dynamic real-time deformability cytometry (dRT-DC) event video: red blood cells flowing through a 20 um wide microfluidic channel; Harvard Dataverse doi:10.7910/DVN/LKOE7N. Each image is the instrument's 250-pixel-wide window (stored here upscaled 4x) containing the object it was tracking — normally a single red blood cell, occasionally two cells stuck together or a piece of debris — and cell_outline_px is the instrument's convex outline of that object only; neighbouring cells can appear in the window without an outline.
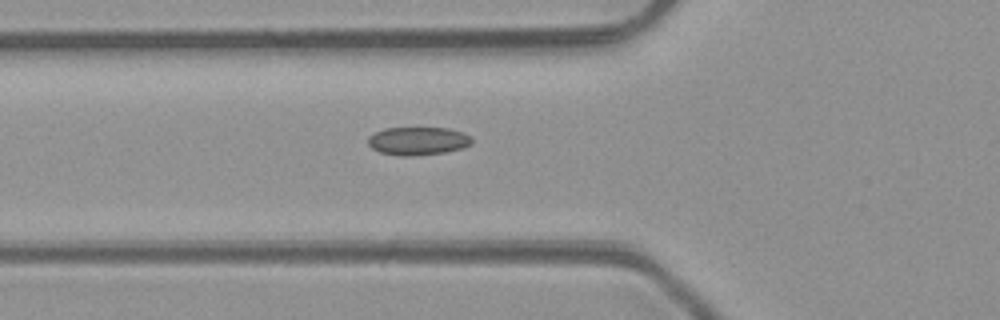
{"species": "common noctule bat (a hibernating species)", "species_latin": "Nyctalus noctula", "temperature_condition": "room temperature", "stored_images_in_passage": 4, "camera_frame_rate_fps": 3000, "um_per_image_px": 0.085, "animal": {"sex": "male", "body_mass_g": 23.1, "forearm_length_mm": 52.7}, "frame": {"image": 1, "passage_image": 4, "time_ms": 4.333, "image_size_px": [1000, 320], "cell_outline_px": [[472, 144], [464, 148], [444, 152], [408, 156], [400, 156], [380, 152], [372, 148], [368, 144], [368, 136], [384, 128], [448, 128], [464, 132], [472, 136]], "centroid_in_image_um": [35.55, 11.97], "position_along_channel_um": 90.2, "area_um2": 17.11}}